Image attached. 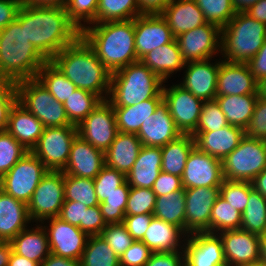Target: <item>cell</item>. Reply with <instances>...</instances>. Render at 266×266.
Listing matches in <instances>:
<instances>
[{
    "instance_id": "cell-1",
    "label": "cell",
    "mask_w": 266,
    "mask_h": 266,
    "mask_svg": "<svg viewBox=\"0 0 266 266\" xmlns=\"http://www.w3.org/2000/svg\"><path fill=\"white\" fill-rule=\"evenodd\" d=\"M16 20L25 26L29 42L49 61L81 35L65 7L22 5Z\"/></svg>"
},
{
    "instance_id": "cell-2",
    "label": "cell",
    "mask_w": 266,
    "mask_h": 266,
    "mask_svg": "<svg viewBox=\"0 0 266 266\" xmlns=\"http://www.w3.org/2000/svg\"><path fill=\"white\" fill-rule=\"evenodd\" d=\"M50 61L78 89L90 91L102 100H108L112 73L81 35Z\"/></svg>"
},
{
    "instance_id": "cell-3",
    "label": "cell",
    "mask_w": 266,
    "mask_h": 266,
    "mask_svg": "<svg viewBox=\"0 0 266 266\" xmlns=\"http://www.w3.org/2000/svg\"><path fill=\"white\" fill-rule=\"evenodd\" d=\"M92 25L83 28L81 36L111 73L139 61L135 49L134 19Z\"/></svg>"
},
{
    "instance_id": "cell-4",
    "label": "cell",
    "mask_w": 266,
    "mask_h": 266,
    "mask_svg": "<svg viewBox=\"0 0 266 266\" xmlns=\"http://www.w3.org/2000/svg\"><path fill=\"white\" fill-rule=\"evenodd\" d=\"M49 60L27 39L17 20L0 29V79L17 83L36 78Z\"/></svg>"
},
{
    "instance_id": "cell-5",
    "label": "cell",
    "mask_w": 266,
    "mask_h": 266,
    "mask_svg": "<svg viewBox=\"0 0 266 266\" xmlns=\"http://www.w3.org/2000/svg\"><path fill=\"white\" fill-rule=\"evenodd\" d=\"M159 76L141 60L112 73L108 101L113 107H129L154 97H163Z\"/></svg>"
},
{
    "instance_id": "cell-6",
    "label": "cell",
    "mask_w": 266,
    "mask_h": 266,
    "mask_svg": "<svg viewBox=\"0 0 266 266\" xmlns=\"http://www.w3.org/2000/svg\"><path fill=\"white\" fill-rule=\"evenodd\" d=\"M266 25L253 19L246 12H237L221 28V51L224 61L247 63L263 46Z\"/></svg>"
},
{
    "instance_id": "cell-7",
    "label": "cell",
    "mask_w": 266,
    "mask_h": 266,
    "mask_svg": "<svg viewBox=\"0 0 266 266\" xmlns=\"http://www.w3.org/2000/svg\"><path fill=\"white\" fill-rule=\"evenodd\" d=\"M15 85L17 101L45 127L72 125L63 104L57 101L37 78L22 80Z\"/></svg>"
},
{
    "instance_id": "cell-8",
    "label": "cell",
    "mask_w": 266,
    "mask_h": 266,
    "mask_svg": "<svg viewBox=\"0 0 266 266\" xmlns=\"http://www.w3.org/2000/svg\"><path fill=\"white\" fill-rule=\"evenodd\" d=\"M223 177L251 182L266 168V140L244 136L222 161Z\"/></svg>"
},
{
    "instance_id": "cell-9",
    "label": "cell",
    "mask_w": 266,
    "mask_h": 266,
    "mask_svg": "<svg viewBox=\"0 0 266 266\" xmlns=\"http://www.w3.org/2000/svg\"><path fill=\"white\" fill-rule=\"evenodd\" d=\"M49 170L31 151L0 178V189L28 204L42 177Z\"/></svg>"
},
{
    "instance_id": "cell-10",
    "label": "cell",
    "mask_w": 266,
    "mask_h": 266,
    "mask_svg": "<svg viewBox=\"0 0 266 266\" xmlns=\"http://www.w3.org/2000/svg\"><path fill=\"white\" fill-rule=\"evenodd\" d=\"M78 135L77 126L45 127L31 152L48 170L62 171L68 162L73 140Z\"/></svg>"
},
{
    "instance_id": "cell-11",
    "label": "cell",
    "mask_w": 266,
    "mask_h": 266,
    "mask_svg": "<svg viewBox=\"0 0 266 266\" xmlns=\"http://www.w3.org/2000/svg\"><path fill=\"white\" fill-rule=\"evenodd\" d=\"M64 201V173L49 170L27 204L30 219L44 224L43 220L59 216Z\"/></svg>"
},
{
    "instance_id": "cell-12",
    "label": "cell",
    "mask_w": 266,
    "mask_h": 266,
    "mask_svg": "<svg viewBox=\"0 0 266 266\" xmlns=\"http://www.w3.org/2000/svg\"><path fill=\"white\" fill-rule=\"evenodd\" d=\"M77 130L83 140L105 152L119 132L112 104L108 100H102L77 126Z\"/></svg>"
},
{
    "instance_id": "cell-13",
    "label": "cell",
    "mask_w": 266,
    "mask_h": 266,
    "mask_svg": "<svg viewBox=\"0 0 266 266\" xmlns=\"http://www.w3.org/2000/svg\"><path fill=\"white\" fill-rule=\"evenodd\" d=\"M175 39L185 63L212 59L221 51V28L212 23L206 22Z\"/></svg>"
},
{
    "instance_id": "cell-14",
    "label": "cell",
    "mask_w": 266,
    "mask_h": 266,
    "mask_svg": "<svg viewBox=\"0 0 266 266\" xmlns=\"http://www.w3.org/2000/svg\"><path fill=\"white\" fill-rule=\"evenodd\" d=\"M162 93L177 129L182 134L192 135L196 131L204 101L179 84L170 88L164 84Z\"/></svg>"
},
{
    "instance_id": "cell-15",
    "label": "cell",
    "mask_w": 266,
    "mask_h": 266,
    "mask_svg": "<svg viewBox=\"0 0 266 266\" xmlns=\"http://www.w3.org/2000/svg\"><path fill=\"white\" fill-rule=\"evenodd\" d=\"M181 179L184 189L220 187L224 180L222 161L195 146L188 156Z\"/></svg>"
},
{
    "instance_id": "cell-16",
    "label": "cell",
    "mask_w": 266,
    "mask_h": 266,
    "mask_svg": "<svg viewBox=\"0 0 266 266\" xmlns=\"http://www.w3.org/2000/svg\"><path fill=\"white\" fill-rule=\"evenodd\" d=\"M46 220H50L49 227L44 225V228L51 253L80 261L89 236L79 227L65 222L58 216Z\"/></svg>"
},
{
    "instance_id": "cell-17",
    "label": "cell",
    "mask_w": 266,
    "mask_h": 266,
    "mask_svg": "<svg viewBox=\"0 0 266 266\" xmlns=\"http://www.w3.org/2000/svg\"><path fill=\"white\" fill-rule=\"evenodd\" d=\"M220 187H197L185 189V234L210 233V216Z\"/></svg>"
},
{
    "instance_id": "cell-18",
    "label": "cell",
    "mask_w": 266,
    "mask_h": 266,
    "mask_svg": "<svg viewBox=\"0 0 266 266\" xmlns=\"http://www.w3.org/2000/svg\"><path fill=\"white\" fill-rule=\"evenodd\" d=\"M182 241L185 266H227L218 234L195 232Z\"/></svg>"
},
{
    "instance_id": "cell-19",
    "label": "cell",
    "mask_w": 266,
    "mask_h": 266,
    "mask_svg": "<svg viewBox=\"0 0 266 266\" xmlns=\"http://www.w3.org/2000/svg\"><path fill=\"white\" fill-rule=\"evenodd\" d=\"M135 49L141 60L150 51L172 42L175 37L165 19L158 14H141L134 19Z\"/></svg>"
},
{
    "instance_id": "cell-20",
    "label": "cell",
    "mask_w": 266,
    "mask_h": 266,
    "mask_svg": "<svg viewBox=\"0 0 266 266\" xmlns=\"http://www.w3.org/2000/svg\"><path fill=\"white\" fill-rule=\"evenodd\" d=\"M219 234L227 266H249L260 260V236L242 229Z\"/></svg>"
},
{
    "instance_id": "cell-21",
    "label": "cell",
    "mask_w": 266,
    "mask_h": 266,
    "mask_svg": "<svg viewBox=\"0 0 266 266\" xmlns=\"http://www.w3.org/2000/svg\"><path fill=\"white\" fill-rule=\"evenodd\" d=\"M181 134L170 115L167 103L162 100L155 112L143 122L136 135L143 146L163 147Z\"/></svg>"
},
{
    "instance_id": "cell-22",
    "label": "cell",
    "mask_w": 266,
    "mask_h": 266,
    "mask_svg": "<svg viewBox=\"0 0 266 266\" xmlns=\"http://www.w3.org/2000/svg\"><path fill=\"white\" fill-rule=\"evenodd\" d=\"M210 59L185 63V76L179 84L202 101L214 100L217 96V78L220 61Z\"/></svg>"
},
{
    "instance_id": "cell-23",
    "label": "cell",
    "mask_w": 266,
    "mask_h": 266,
    "mask_svg": "<svg viewBox=\"0 0 266 266\" xmlns=\"http://www.w3.org/2000/svg\"><path fill=\"white\" fill-rule=\"evenodd\" d=\"M105 166V154L83 140L79 135L73 140L64 174L94 179Z\"/></svg>"
},
{
    "instance_id": "cell-24",
    "label": "cell",
    "mask_w": 266,
    "mask_h": 266,
    "mask_svg": "<svg viewBox=\"0 0 266 266\" xmlns=\"http://www.w3.org/2000/svg\"><path fill=\"white\" fill-rule=\"evenodd\" d=\"M258 94V82L247 63L220 61L217 96Z\"/></svg>"
},
{
    "instance_id": "cell-25",
    "label": "cell",
    "mask_w": 266,
    "mask_h": 266,
    "mask_svg": "<svg viewBox=\"0 0 266 266\" xmlns=\"http://www.w3.org/2000/svg\"><path fill=\"white\" fill-rule=\"evenodd\" d=\"M192 136L199 150L223 161L239 145L245 131L228 125L218 131L194 132Z\"/></svg>"
},
{
    "instance_id": "cell-26",
    "label": "cell",
    "mask_w": 266,
    "mask_h": 266,
    "mask_svg": "<svg viewBox=\"0 0 266 266\" xmlns=\"http://www.w3.org/2000/svg\"><path fill=\"white\" fill-rule=\"evenodd\" d=\"M45 126L18 101L12 106L6 131L10 133L22 146L31 151Z\"/></svg>"
},
{
    "instance_id": "cell-27",
    "label": "cell",
    "mask_w": 266,
    "mask_h": 266,
    "mask_svg": "<svg viewBox=\"0 0 266 266\" xmlns=\"http://www.w3.org/2000/svg\"><path fill=\"white\" fill-rule=\"evenodd\" d=\"M31 222L28 206L0 189V240L10 242Z\"/></svg>"
},
{
    "instance_id": "cell-28",
    "label": "cell",
    "mask_w": 266,
    "mask_h": 266,
    "mask_svg": "<svg viewBox=\"0 0 266 266\" xmlns=\"http://www.w3.org/2000/svg\"><path fill=\"white\" fill-rule=\"evenodd\" d=\"M160 14L175 38L206 23L194 0H172Z\"/></svg>"
},
{
    "instance_id": "cell-29",
    "label": "cell",
    "mask_w": 266,
    "mask_h": 266,
    "mask_svg": "<svg viewBox=\"0 0 266 266\" xmlns=\"http://www.w3.org/2000/svg\"><path fill=\"white\" fill-rule=\"evenodd\" d=\"M161 147L142 146L131 170L126 175L130 187L152 189L161 172Z\"/></svg>"
},
{
    "instance_id": "cell-30",
    "label": "cell",
    "mask_w": 266,
    "mask_h": 266,
    "mask_svg": "<svg viewBox=\"0 0 266 266\" xmlns=\"http://www.w3.org/2000/svg\"><path fill=\"white\" fill-rule=\"evenodd\" d=\"M142 146L136 134L118 132L110 147L104 152L105 165L127 175Z\"/></svg>"
},
{
    "instance_id": "cell-31",
    "label": "cell",
    "mask_w": 266,
    "mask_h": 266,
    "mask_svg": "<svg viewBox=\"0 0 266 266\" xmlns=\"http://www.w3.org/2000/svg\"><path fill=\"white\" fill-rule=\"evenodd\" d=\"M187 235L177 226L167 223L156 217L152 221L141 240L153 253L154 252H174L183 250L181 237Z\"/></svg>"
},
{
    "instance_id": "cell-32",
    "label": "cell",
    "mask_w": 266,
    "mask_h": 266,
    "mask_svg": "<svg viewBox=\"0 0 266 266\" xmlns=\"http://www.w3.org/2000/svg\"><path fill=\"white\" fill-rule=\"evenodd\" d=\"M12 250L39 265L51 253L46 230L40 224L32 229H24L11 241Z\"/></svg>"
},
{
    "instance_id": "cell-33",
    "label": "cell",
    "mask_w": 266,
    "mask_h": 266,
    "mask_svg": "<svg viewBox=\"0 0 266 266\" xmlns=\"http://www.w3.org/2000/svg\"><path fill=\"white\" fill-rule=\"evenodd\" d=\"M141 61L164 82L170 74L184 69L185 66L176 39L150 51Z\"/></svg>"
},
{
    "instance_id": "cell-34",
    "label": "cell",
    "mask_w": 266,
    "mask_h": 266,
    "mask_svg": "<svg viewBox=\"0 0 266 266\" xmlns=\"http://www.w3.org/2000/svg\"><path fill=\"white\" fill-rule=\"evenodd\" d=\"M258 97V94L226 95L216 96L215 100L228 124L245 130L253 116Z\"/></svg>"
},
{
    "instance_id": "cell-35",
    "label": "cell",
    "mask_w": 266,
    "mask_h": 266,
    "mask_svg": "<svg viewBox=\"0 0 266 266\" xmlns=\"http://www.w3.org/2000/svg\"><path fill=\"white\" fill-rule=\"evenodd\" d=\"M194 147L195 141L191 134H181L161 147V171L182 177L186 161Z\"/></svg>"
},
{
    "instance_id": "cell-36",
    "label": "cell",
    "mask_w": 266,
    "mask_h": 266,
    "mask_svg": "<svg viewBox=\"0 0 266 266\" xmlns=\"http://www.w3.org/2000/svg\"><path fill=\"white\" fill-rule=\"evenodd\" d=\"M163 97H154L129 107H113L119 132L137 134L143 122L155 112Z\"/></svg>"
},
{
    "instance_id": "cell-37",
    "label": "cell",
    "mask_w": 266,
    "mask_h": 266,
    "mask_svg": "<svg viewBox=\"0 0 266 266\" xmlns=\"http://www.w3.org/2000/svg\"><path fill=\"white\" fill-rule=\"evenodd\" d=\"M185 189L157 196L154 217L179 227L185 233Z\"/></svg>"
},
{
    "instance_id": "cell-38",
    "label": "cell",
    "mask_w": 266,
    "mask_h": 266,
    "mask_svg": "<svg viewBox=\"0 0 266 266\" xmlns=\"http://www.w3.org/2000/svg\"><path fill=\"white\" fill-rule=\"evenodd\" d=\"M36 78L62 104L78 89L51 61L42 66Z\"/></svg>"
},
{
    "instance_id": "cell-39",
    "label": "cell",
    "mask_w": 266,
    "mask_h": 266,
    "mask_svg": "<svg viewBox=\"0 0 266 266\" xmlns=\"http://www.w3.org/2000/svg\"><path fill=\"white\" fill-rule=\"evenodd\" d=\"M143 14L138 0H98L95 22L126 21Z\"/></svg>"
},
{
    "instance_id": "cell-40",
    "label": "cell",
    "mask_w": 266,
    "mask_h": 266,
    "mask_svg": "<svg viewBox=\"0 0 266 266\" xmlns=\"http://www.w3.org/2000/svg\"><path fill=\"white\" fill-rule=\"evenodd\" d=\"M81 266H120V258L100 235L89 236Z\"/></svg>"
},
{
    "instance_id": "cell-41",
    "label": "cell",
    "mask_w": 266,
    "mask_h": 266,
    "mask_svg": "<svg viewBox=\"0 0 266 266\" xmlns=\"http://www.w3.org/2000/svg\"><path fill=\"white\" fill-rule=\"evenodd\" d=\"M102 99L87 90L77 89L63 104L69 122L78 126L100 103Z\"/></svg>"
},
{
    "instance_id": "cell-42",
    "label": "cell",
    "mask_w": 266,
    "mask_h": 266,
    "mask_svg": "<svg viewBox=\"0 0 266 266\" xmlns=\"http://www.w3.org/2000/svg\"><path fill=\"white\" fill-rule=\"evenodd\" d=\"M240 229L259 236L266 232V198L254 189L249 193Z\"/></svg>"
},
{
    "instance_id": "cell-43",
    "label": "cell",
    "mask_w": 266,
    "mask_h": 266,
    "mask_svg": "<svg viewBox=\"0 0 266 266\" xmlns=\"http://www.w3.org/2000/svg\"><path fill=\"white\" fill-rule=\"evenodd\" d=\"M241 224L242 214L219 196L211 210L210 233L240 229Z\"/></svg>"
},
{
    "instance_id": "cell-44",
    "label": "cell",
    "mask_w": 266,
    "mask_h": 266,
    "mask_svg": "<svg viewBox=\"0 0 266 266\" xmlns=\"http://www.w3.org/2000/svg\"><path fill=\"white\" fill-rule=\"evenodd\" d=\"M65 201L81 202L86 207L98 206L93 179L64 174Z\"/></svg>"
},
{
    "instance_id": "cell-45",
    "label": "cell",
    "mask_w": 266,
    "mask_h": 266,
    "mask_svg": "<svg viewBox=\"0 0 266 266\" xmlns=\"http://www.w3.org/2000/svg\"><path fill=\"white\" fill-rule=\"evenodd\" d=\"M93 182L95 193L100 203L114 192H130V186L126 181V175L106 165L93 179Z\"/></svg>"
},
{
    "instance_id": "cell-46",
    "label": "cell",
    "mask_w": 266,
    "mask_h": 266,
    "mask_svg": "<svg viewBox=\"0 0 266 266\" xmlns=\"http://www.w3.org/2000/svg\"><path fill=\"white\" fill-rule=\"evenodd\" d=\"M208 23L223 28L237 13L231 0H194Z\"/></svg>"
},
{
    "instance_id": "cell-47",
    "label": "cell",
    "mask_w": 266,
    "mask_h": 266,
    "mask_svg": "<svg viewBox=\"0 0 266 266\" xmlns=\"http://www.w3.org/2000/svg\"><path fill=\"white\" fill-rule=\"evenodd\" d=\"M28 152L10 133L0 132V178Z\"/></svg>"
},
{
    "instance_id": "cell-48",
    "label": "cell",
    "mask_w": 266,
    "mask_h": 266,
    "mask_svg": "<svg viewBox=\"0 0 266 266\" xmlns=\"http://www.w3.org/2000/svg\"><path fill=\"white\" fill-rule=\"evenodd\" d=\"M97 8L98 0H67L65 5L69 20L80 32L87 25L95 22ZM82 21L84 24H82Z\"/></svg>"
},
{
    "instance_id": "cell-49",
    "label": "cell",
    "mask_w": 266,
    "mask_h": 266,
    "mask_svg": "<svg viewBox=\"0 0 266 266\" xmlns=\"http://www.w3.org/2000/svg\"><path fill=\"white\" fill-rule=\"evenodd\" d=\"M252 190L251 182L224 179L220 186V196L242 214Z\"/></svg>"
},
{
    "instance_id": "cell-50",
    "label": "cell",
    "mask_w": 266,
    "mask_h": 266,
    "mask_svg": "<svg viewBox=\"0 0 266 266\" xmlns=\"http://www.w3.org/2000/svg\"><path fill=\"white\" fill-rule=\"evenodd\" d=\"M156 194L152 189L130 187L125 216L139 214H153Z\"/></svg>"
},
{
    "instance_id": "cell-51",
    "label": "cell",
    "mask_w": 266,
    "mask_h": 266,
    "mask_svg": "<svg viewBox=\"0 0 266 266\" xmlns=\"http://www.w3.org/2000/svg\"><path fill=\"white\" fill-rule=\"evenodd\" d=\"M228 122L217 101H204L199 122L195 132L218 131L226 126Z\"/></svg>"
},
{
    "instance_id": "cell-52",
    "label": "cell",
    "mask_w": 266,
    "mask_h": 266,
    "mask_svg": "<svg viewBox=\"0 0 266 266\" xmlns=\"http://www.w3.org/2000/svg\"><path fill=\"white\" fill-rule=\"evenodd\" d=\"M129 192H114L98 206L106 224L123 223Z\"/></svg>"
},
{
    "instance_id": "cell-53",
    "label": "cell",
    "mask_w": 266,
    "mask_h": 266,
    "mask_svg": "<svg viewBox=\"0 0 266 266\" xmlns=\"http://www.w3.org/2000/svg\"><path fill=\"white\" fill-rule=\"evenodd\" d=\"M100 236L119 258L135 241L123 223L107 224Z\"/></svg>"
},
{
    "instance_id": "cell-54",
    "label": "cell",
    "mask_w": 266,
    "mask_h": 266,
    "mask_svg": "<svg viewBox=\"0 0 266 266\" xmlns=\"http://www.w3.org/2000/svg\"><path fill=\"white\" fill-rule=\"evenodd\" d=\"M16 101L15 83L0 79V132L6 131L9 113Z\"/></svg>"
},
{
    "instance_id": "cell-55",
    "label": "cell",
    "mask_w": 266,
    "mask_h": 266,
    "mask_svg": "<svg viewBox=\"0 0 266 266\" xmlns=\"http://www.w3.org/2000/svg\"><path fill=\"white\" fill-rule=\"evenodd\" d=\"M244 131L245 136L266 140V100L258 97L253 116Z\"/></svg>"
},
{
    "instance_id": "cell-56",
    "label": "cell",
    "mask_w": 266,
    "mask_h": 266,
    "mask_svg": "<svg viewBox=\"0 0 266 266\" xmlns=\"http://www.w3.org/2000/svg\"><path fill=\"white\" fill-rule=\"evenodd\" d=\"M152 253L142 241L135 240L120 257V266H144Z\"/></svg>"
},
{
    "instance_id": "cell-57",
    "label": "cell",
    "mask_w": 266,
    "mask_h": 266,
    "mask_svg": "<svg viewBox=\"0 0 266 266\" xmlns=\"http://www.w3.org/2000/svg\"><path fill=\"white\" fill-rule=\"evenodd\" d=\"M88 209L83 203L76 201H64L59 218L71 225L79 227L84 232V216Z\"/></svg>"
},
{
    "instance_id": "cell-58",
    "label": "cell",
    "mask_w": 266,
    "mask_h": 266,
    "mask_svg": "<svg viewBox=\"0 0 266 266\" xmlns=\"http://www.w3.org/2000/svg\"><path fill=\"white\" fill-rule=\"evenodd\" d=\"M153 217V214L125 216L123 224L134 240L141 241Z\"/></svg>"
},
{
    "instance_id": "cell-59",
    "label": "cell",
    "mask_w": 266,
    "mask_h": 266,
    "mask_svg": "<svg viewBox=\"0 0 266 266\" xmlns=\"http://www.w3.org/2000/svg\"><path fill=\"white\" fill-rule=\"evenodd\" d=\"M182 188L183 185L181 177L161 171L153 184L152 191L157 197L167 195Z\"/></svg>"
},
{
    "instance_id": "cell-60",
    "label": "cell",
    "mask_w": 266,
    "mask_h": 266,
    "mask_svg": "<svg viewBox=\"0 0 266 266\" xmlns=\"http://www.w3.org/2000/svg\"><path fill=\"white\" fill-rule=\"evenodd\" d=\"M106 226L99 206L88 207L84 216V232L88 236L100 235Z\"/></svg>"
},
{
    "instance_id": "cell-61",
    "label": "cell",
    "mask_w": 266,
    "mask_h": 266,
    "mask_svg": "<svg viewBox=\"0 0 266 266\" xmlns=\"http://www.w3.org/2000/svg\"><path fill=\"white\" fill-rule=\"evenodd\" d=\"M144 266H185L184 252H154Z\"/></svg>"
},
{
    "instance_id": "cell-62",
    "label": "cell",
    "mask_w": 266,
    "mask_h": 266,
    "mask_svg": "<svg viewBox=\"0 0 266 266\" xmlns=\"http://www.w3.org/2000/svg\"><path fill=\"white\" fill-rule=\"evenodd\" d=\"M21 7L20 0H0V29L17 19Z\"/></svg>"
},
{
    "instance_id": "cell-63",
    "label": "cell",
    "mask_w": 266,
    "mask_h": 266,
    "mask_svg": "<svg viewBox=\"0 0 266 266\" xmlns=\"http://www.w3.org/2000/svg\"><path fill=\"white\" fill-rule=\"evenodd\" d=\"M247 65L257 82L266 77V38L263 46L257 54L247 62Z\"/></svg>"
},
{
    "instance_id": "cell-64",
    "label": "cell",
    "mask_w": 266,
    "mask_h": 266,
    "mask_svg": "<svg viewBox=\"0 0 266 266\" xmlns=\"http://www.w3.org/2000/svg\"><path fill=\"white\" fill-rule=\"evenodd\" d=\"M172 0H138L140 10L143 14L161 13Z\"/></svg>"
},
{
    "instance_id": "cell-65",
    "label": "cell",
    "mask_w": 266,
    "mask_h": 266,
    "mask_svg": "<svg viewBox=\"0 0 266 266\" xmlns=\"http://www.w3.org/2000/svg\"><path fill=\"white\" fill-rule=\"evenodd\" d=\"M39 266H81L79 260L56 256L52 253Z\"/></svg>"
},
{
    "instance_id": "cell-66",
    "label": "cell",
    "mask_w": 266,
    "mask_h": 266,
    "mask_svg": "<svg viewBox=\"0 0 266 266\" xmlns=\"http://www.w3.org/2000/svg\"><path fill=\"white\" fill-rule=\"evenodd\" d=\"M246 13L253 19L266 25V0H259L252 5Z\"/></svg>"
},
{
    "instance_id": "cell-67",
    "label": "cell",
    "mask_w": 266,
    "mask_h": 266,
    "mask_svg": "<svg viewBox=\"0 0 266 266\" xmlns=\"http://www.w3.org/2000/svg\"><path fill=\"white\" fill-rule=\"evenodd\" d=\"M252 187L266 198V168H264L252 181Z\"/></svg>"
},
{
    "instance_id": "cell-68",
    "label": "cell",
    "mask_w": 266,
    "mask_h": 266,
    "mask_svg": "<svg viewBox=\"0 0 266 266\" xmlns=\"http://www.w3.org/2000/svg\"><path fill=\"white\" fill-rule=\"evenodd\" d=\"M27 6H60L65 7L67 0H20Z\"/></svg>"
},
{
    "instance_id": "cell-69",
    "label": "cell",
    "mask_w": 266,
    "mask_h": 266,
    "mask_svg": "<svg viewBox=\"0 0 266 266\" xmlns=\"http://www.w3.org/2000/svg\"><path fill=\"white\" fill-rule=\"evenodd\" d=\"M8 266H39V264L33 260L25 258L24 256L16 254L12 250Z\"/></svg>"
},
{
    "instance_id": "cell-70",
    "label": "cell",
    "mask_w": 266,
    "mask_h": 266,
    "mask_svg": "<svg viewBox=\"0 0 266 266\" xmlns=\"http://www.w3.org/2000/svg\"><path fill=\"white\" fill-rule=\"evenodd\" d=\"M11 253H12L11 243L0 240V266H8Z\"/></svg>"
},
{
    "instance_id": "cell-71",
    "label": "cell",
    "mask_w": 266,
    "mask_h": 266,
    "mask_svg": "<svg viewBox=\"0 0 266 266\" xmlns=\"http://www.w3.org/2000/svg\"><path fill=\"white\" fill-rule=\"evenodd\" d=\"M236 12H246L252 5L259 0H231Z\"/></svg>"
},
{
    "instance_id": "cell-72",
    "label": "cell",
    "mask_w": 266,
    "mask_h": 266,
    "mask_svg": "<svg viewBox=\"0 0 266 266\" xmlns=\"http://www.w3.org/2000/svg\"><path fill=\"white\" fill-rule=\"evenodd\" d=\"M260 260L266 262V232L260 235Z\"/></svg>"
},
{
    "instance_id": "cell-73",
    "label": "cell",
    "mask_w": 266,
    "mask_h": 266,
    "mask_svg": "<svg viewBox=\"0 0 266 266\" xmlns=\"http://www.w3.org/2000/svg\"><path fill=\"white\" fill-rule=\"evenodd\" d=\"M258 96L266 100V77L258 82Z\"/></svg>"
},
{
    "instance_id": "cell-74",
    "label": "cell",
    "mask_w": 266,
    "mask_h": 266,
    "mask_svg": "<svg viewBox=\"0 0 266 266\" xmlns=\"http://www.w3.org/2000/svg\"><path fill=\"white\" fill-rule=\"evenodd\" d=\"M249 266H266V262L259 260V261L254 262L253 264H251Z\"/></svg>"
}]
</instances>
